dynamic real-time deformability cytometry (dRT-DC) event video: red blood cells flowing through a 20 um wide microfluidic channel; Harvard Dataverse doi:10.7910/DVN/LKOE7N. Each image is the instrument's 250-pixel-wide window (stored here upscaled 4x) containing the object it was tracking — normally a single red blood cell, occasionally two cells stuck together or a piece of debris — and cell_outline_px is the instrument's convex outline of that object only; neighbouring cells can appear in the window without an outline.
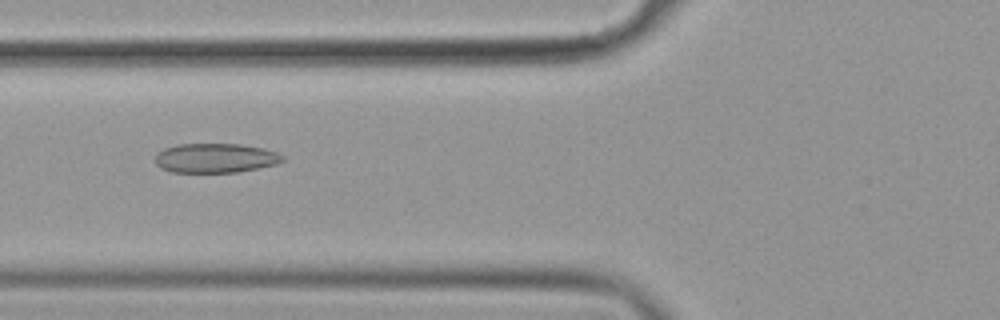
{"species": "common noctule bat (a hibernating species)", "species_latin": "Nyctalus noctula", "temperature_condition": "cold", "stored_images_in_passage": 56, "camera_frame_rate_fps": 3000, "um_per_image_px": 0.085, "animal": {"sex": "female", "body_mass_g": 19.9}, "frame": {"image": 1, "passage_image": 22, "time_ms": 7.0, "image_size_px": [1000, 320], "cell_outline_px": [[284, 160], [276, 164], [236, 172], [172, 172], [160, 168], [156, 164], [156, 152], [164, 148], [176, 144], [240, 144], [264, 148], [276, 152], [284, 156]], "centroid_in_image_um": [18.28, 13.43], "position_along_channel_um": 107.5, "area_um2": 21.85}}
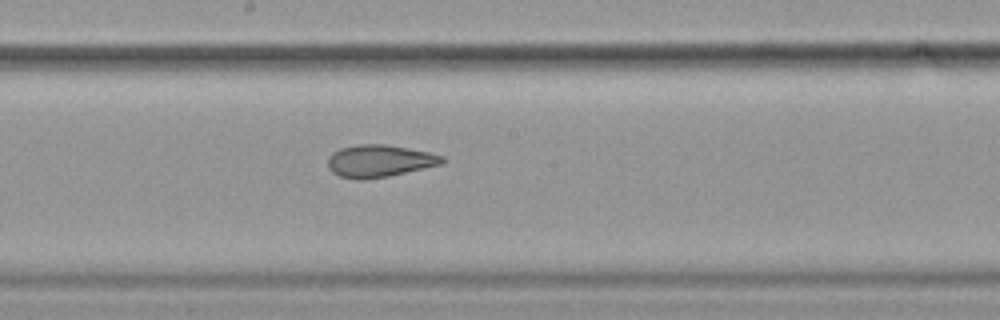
{"frame": {"image": 2, "passage_image": 31, "time_ms": 10.0, "image_size_px": [1000, 320], "cell_outline_px": [[448, 160], [444, 164], [388, 176], [364, 180], [356, 180], [340, 176], [332, 172], [328, 168], [328, 156], [332, 152], [340, 148], [360, 144], [384, 144], [408, 148], [428, 152], [444, 156]], "centroid_in_image_um": [32.27, 13.69], "position_along_channel_um": 215.9, "area_um2": 21.73}}
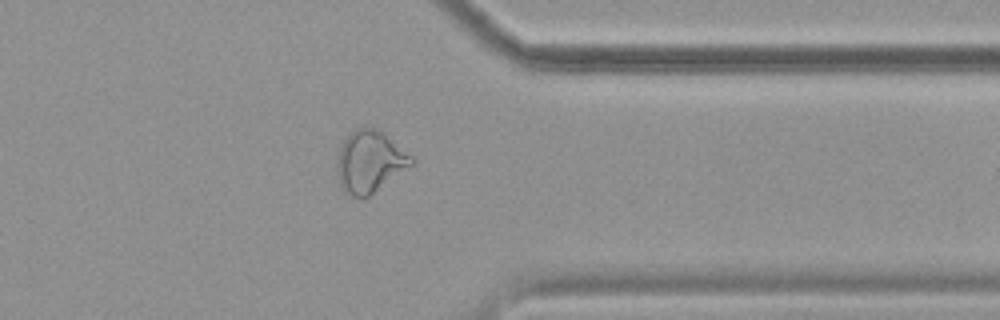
{"frame": {"image": 3, "passage_image": 45, "time_ms": 14.667, "image_size_px": [1000, 320], "cell_outline_px": [[416, 164], [368, 196], [352, 196], [344, 192], [340, 188], [336, 164], [336, 160], [340, 148], [344, 140], [356, 128], [368, 124], [384, 132], [412, 156], [416, 160]], "centroid_in_image_um": [31.46, 13.71], "position_along_channel_um": 379.9, "area_um2": 27.22}, "authors_computed_cell_mechanics": {"area_um2": 24.7095, "velocity_mm_per_s": 3.6128, "shape_relaxation_time_tau1_ms": 5.3308, "shape_relaxation_time_tau2_ms": 2.4638, "deformation_change_tau1": 0.1273, "deformation_change_tau2": 0.1}}